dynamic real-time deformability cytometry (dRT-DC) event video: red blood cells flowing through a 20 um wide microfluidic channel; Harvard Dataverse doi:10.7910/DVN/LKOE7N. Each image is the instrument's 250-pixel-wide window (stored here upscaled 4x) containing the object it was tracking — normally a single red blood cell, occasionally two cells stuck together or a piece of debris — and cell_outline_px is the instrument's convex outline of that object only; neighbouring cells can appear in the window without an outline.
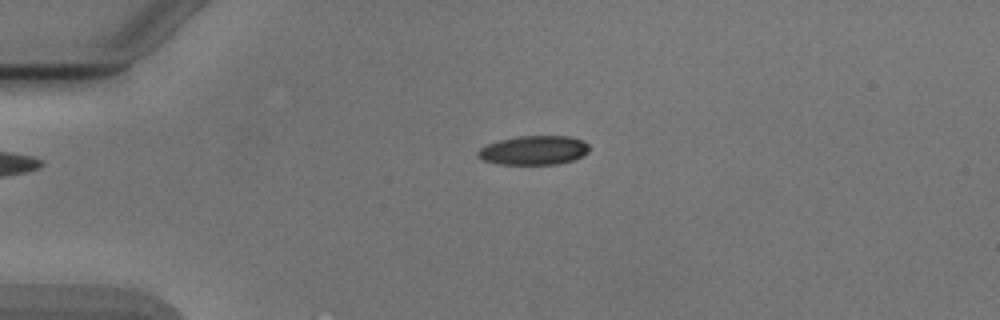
{"species": "Egyptian fruit bat (a non-hibernating species)", "species_latin": "Rousettus aegyptiacus", "temperature_condition": "cold", "stored_images_in_passage": 2, "camera_frame_rate_fps": 3000, "um_per_image_px": 0.085, "animal": {"sex": "male"}, "frame": {"image": 1, "passage_image": 1, "time_ms": 0.0, "image_size_px": [1000, 320], "cell_outline_px": [[588, 152], [584, 156], [560, 164], [496, 164], [484, 160], [476, 156], [476, 152], [480, 148], [488, 144], [500, 140], [520, 136], [568, 136], [584, 140], [588, 144]], "centroid_in_image_um": [45.38, 12.78], "position_along_channel_um": 39.6, "area_um2": 18.96}}